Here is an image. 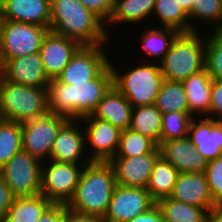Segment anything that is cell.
I'll list each match as a JSON object with an SVG mask.
<instances>
[{
  "mask_svg": "<svg viewBox=\"0 0 222 222\" xmlns=\"http://www.w3.org/2000/svg\"><path fill=\"white\" fill-rule=\"evenodd\" d=\"M113 86V74L108 65L95 79L67 85L52 79L47 87L49 112L68 120H80L91 115L98 103Z\"/></svg>",
  "mask_w": 222,
  "mask_h": 222,
  "instance_id": "cell-1",
  "label": "cell"
},
{
  "mask_svg": "<svg viewBox=\"0 0 222 222\" xmlns=\"http://www.w3.org/2000/svg\"><path fill=\"white\" fill-rule=\"evenodd\" d=\"M104 22L79 0H51L49 30L77 40L81 45L105 44Z\"/></svg>",
  "mask_w": 222,
  "mask_h": 222,
  "instance_id": "cell-2",
  "label": "cell"
},
{
  "mask_svg": "<svg viewBox=\"0 0 222 222\" xmlns=\"http://www.w3.org/2000/svg\"><path fill=\"white\" fill-rule=\"evenodd\" d=\"M116 185L113 166L109 162L92 161L84 165L67 207L75 213L103 218Z\"/></svg>",
  "mask_w": 222,
  "mask_h": 222,
  "instance_id": "cell-3",
  "label": "cell"
},
{
  "mask_svg": "<svg viewBox=\"0 0 222 222\" xmlns=\"http://www.w3.org/2000/svg\"><path fill=\"white\" fill-rule=\"evenodd\" d=\"M197 30L180 32L170 49L159 63L163 78L182 82L192 74L205 68V47L207 36Z\"/></svg>",
  "mask_w": 222,
  "mask_h": 222,
  "instance_id": "cell-4",
  "label": "cell"
},
{
  "mask_svg": "<svg viewBox=\"0 0 222 222\" xmlns=\"http://www.w3.org/2000/svg\"><path fill=\"white\" fill-rule=\"evenodd\" d=\"M0 111L4 120L19 124L49 112L47 87H32L5 80L0 75Z\"/></svg>",
  "mask_w": 222,
  "mask_h": 222,
  "instance_id": "cell-5",
  "label": "cell"
},
{
  "mask_svg": "<svg viewBox=\"0 0 222 222\" xmlns=\"http://www.w3.org/2000/svg\"><path fill=\"white\" fill-rule=\"evenodd\" d=\"M113 74V86L124 95L134 107L155 104L161 84L164 80L160 65L148 64L131 68L127 73L116 70L109 63Z\"/></svg>",
  "mask_w": 222,
  "mask_h": 222,
  "instance_id": "cell-6",
  "label": "cell"
},
{
  "mask_svg": "<svg viewBox=\"0 0 222 222\" xmlns=\"http://www.w3.org/2000/svg\"><path fill=\"white\" fill-rule=\"evenodd\" d=\"M48 31L36 24L0 20V67L10 59L38 53Z\"/></svg>",
  "mask_w": 222,
  "mask_h": 222,
  "instance_id": "cell-7",
  "label": "cell"
},
{
  "mask_svg": "<svg viewBox=\"0 0 222 222\" xmlns=\"http://www.w3.org/2000/svg\"><path fill=\"white\" fill-rule=\"evenodd\" d=\"M42 161L21 150L0 168V176L15 197L41 193Z\"/></svg>",
  "mask_w": 222,
  "mask_h": 222,
  "instance_id": "cell-8",
  "label": "cell"
},
{
  "mask_svg": "<svg viewBox=\"0 0 222 222\" xmlns=\"http://www.w3.org/2000/svg\"><path fill=\"white\" fill-rule=\"evenodd\" d=\"M48 161L47 166L42 162L41 194L54 204H68L75 194L84 165Z\"/></svg>",
  "mask_w": 222,
  "mask_h": 222,
  "instance_id": "cell-9",
  "label": "cell"
},
{
  "mask_svg": "<svg viewBox=\"0 0 222 222\" xmlns=\"http://www.w3.org/2000/svg\"><path fill=\"white\" fill-rule=\"evenodd\" d=\"M67 118L48 112L21 124L22 150L43 161L50 159L53 142Z\"/></svg>",
  "mask_w": 222,
  "mask_h": 222,
  "instance_id": "cell-10",
  "label": "cell"
},
{
  "mask_svg": "<svg viewBox=\"0 0 222 222\" xmlns=\"http://www.w3.org/2000/svg\"><path fill=\"white\" fill-rule=\"evenodd\" d=\"M104 45H81L56 79L67 85L95 79L110 63Z\"/></svg>",
  "mask_w": 222,
  "mask_h": 222,
  "instance_id": "cell-11",
  "label": "cell"
},
{
  "mask_svg": "<svg viewBox=\"0 0 222 222\" xmlns=\"http://www.w3.org/2000/svg\"><path fill=\"white\" fill-rule=\"evenodd\" d=\"M155 204L156 201L145 188L116 185L103 220L129 222Z\"/></svg>",
  "mask_w": 222,
  "mask_h": 222,
  "instance_id": "cell-12",
  "label": "cell"
},
{
  "mask_svg": "<svg viewBox=\"0 0 222 222\" xmlns=\"http://www.w3.org/2000/svg\"><path fill=\"white\" fill-rule=\"evenodd\" d=\"M85 126V141L93 149L87 154L91 161L109 162L118 150L121 130L111 123L95 118L92 114L80 119ZM89 141V142H88Z\"/></svg>",
  "mask_w": 222,
  "mask_h": 222,
  "instance_id": "cell-13",
  "label": "cell"
},
{
  "mask_svg": "<svg viewBox=\"0 0 222 222\" xmlns=\"http://www.w3.org/2000/svg\"><path fill=\"white\" fill-rule=\"evenodd\" d=\"M159 156L160 151L157 147L153 152L145 155L112 158L109 163L113 166L116 184L146 189Z\"/></svg>",
  "mask_w": 222,
  "mask_h": 222,
  "instance_id": "cell-14",
  "label": "cell"
},
{
  "mask_svg": "<svg viewBox=\"0 0 222 222\" xmlns=\"http://www.w3.org/2000/svg\"><path fill=\"white\" fill-rule=\"evenodd\" d=\"M80 122L78 120H68L61 127L53 142L49 160L79 165H87L92 162L88 156L84 158V155H82L87 147L84 130L81 131V126H75ZM81 156L84 158L83 160Z\"/></svg>",
  "mask_w": 222,
  "mask_h": 222,
  "instance_id": "cell-15",
  "label": "cell"
},
{
  "mask_svg": "<svg viewBox=\"0 0 222 222\" xmlns=\"http://www.w3.org/2000/svg\"><path fill=\"white\" fill-rule=\"evenodd\" d=\"M81 44L72 38L48 31L43 38L39 54L44 70L50 80L56 79L64 70Z\"/></svg>",
  "mask_w": 222,
  "mask_h": 222,
  "instance_id": "cell-16",
  "label": "cell"
},
{
  "mask_svg": "<svg viewBox=\"0 0 222 222\" xmlns=\"http://www.w3.org/2000/svg\"><path fill=\"white\" fill-rule=\"evenodd\" d=\"M0 75L10 82L32 87H48L51 81L39 52L6 61L0 67Z\"/></svg>",
  "mask_w": 222,
  "mask_h": 222,
  "instance_id": "cell-17",
  "label": "cell"
},
{
  "mask_svg": "<svg viewBox=\"0 0 222 222\" xmlns=\"http://www.w3.org/2000/svg\"><path fill=\"white\" fill-rule=\"evenodd\" d=\"M0 20L50 28L51 0H0Z\"/></svg>",
  "mask_w": 222,
  "mask_h": 222,
  "instance_id": "cell-18",
  "label": "cell"
},
{
  "mask_svg": "<svg viewBox=\"0 0 222 222\" xmlns=\"http://www.w3.org/2000/svg\"><path fill=\"white\" fill-rule=\"evenodd\" d=\"M160 156L171 163L179 173L205 171L207 160L196 150L189 137L163 141L158 145Z\"/></svg>",
  "mask_w": 222,
  "mask_h": 222,
  "instance_id": "cell-19",
  "label": "cell"
},
{
  "mask_svg": "<svg viewBox=\"0 0 222 222\" xmlns=\"http://www.w3.org/2000/svg\"><path fill=\"white\" fill-rule=\"evenodd\" d=\"M188 137L195 150L207 161L216 159L222 155V121L208 119H193Z\"/></svg>",
  "mask_w": 222,
  "mask_h": 222,
  "instance_id": "cell-20",
  "label": "cell"
},
{
  "mask_svg": "<svg viewBox=\"0 0 222 222\" xmlns=\"http://www.w3.org/2000/svg\"><path fill=\"white\" fill-rule=\"evenodd\" d=\"M170 198L205 208L208 212L217 204L209 190L204 172L179 173Z\"/></svg>",
  "mask_w": 222,
  "mask_h": 222,
  "instance_id": "cell-21",
  "label": "cell"
},
{
  "mask_svg": "<svg viewBox=\"0 0 222 222\" xmlns=\"http://www.w3.org/2000/svg\"><path fill=\"white\" fill-rule=\"evenodd\" d=\"M132 110L133 106L127 98L112 86L100 100L92 115L122 131L131 126Z\"/></svg>",
  "mask_w": 222,
  "mask_h": 222,
  "instance_id": "cell-22",
  "label": "cell"
},
{
  "mask_svg": "<svg viewBox=\"0 0 222 222\" xmlns=\"http://www.w3.org/2000/svg\"><path fill=\"white\" fill-rule=\"evenodd\" d=\"M182 83L186 92L189 112L193 116L200 113L201 117H207L211 103L213 79L208 74L206 68L192 74L183 80Z\"/></svg>",
  "mask_w": 222,
  "mask_h": 222,
  "instance_id": "cell-23",
  "label": "cell"
},
{
  "mask_svg": "<svg viewBox=\"0 0 222 222\" xmlns=\"http://www.w3.org/2000/svg\"><path fill=\"white\" fill-rule=\"evenodd\" d=\"M53 203L44 195L15 197L3 222H37Z\"/></svg>",
  "mask_w": 222,
  "mask_h": 222,
  "instance_id": "cell-24",
  "label": "cell"
},
{
  "mask_svg": "<svg viewBox=\"0 0 222 222\" xmlns=\"http://www.w3.org/2000/svg\"><path fill=\"white\" fill-rule=\"evenodd\" d=\"M178 176L177 169L162 156H159L154 164L146 189L155 201L169 197L173 192Z\"/></svg>",
  "mask_w": 222,
  "mask_h": 222,
  "instance_id": "cell-25",
  "label": "cell"
},
{
  "mask_svg": "<svg viewBox=\"0 0 222 222\" xmlns=\"http://www.w3.org/2000/svg\"><path fill=\"white\" fill-rule=\"evenodd\" d=\"M164 222H208V211L199 206L165 197L156 201Z\"/></svg>",
  "mask_w": 222,
  "mask_h": 222,
  "instance_id": "cell-26",
  "label": "cell"
},
{
  "mask_svg": "<svg viewBox=\"0 0 222 222\" xmlns=\"http://www.w3.org/2000/svg\"><path fill=\"white\" fill-rule=\"evenodd\" d=\"M156 0H114L108 23L136 24L152 15Z\"/></svg>",
  "mask_w": 222,
  "mask_h": 222,
  "instance_id": "cell-27",
  "label": "cell"
},
{
  "mask_svg": "<svg viewBox=\"0 0 222 222\" xmlns=\"http://www.w3.org/2000/svg\"><path fill=\"white\" fill-rule=\"evenodd\" d=\"M161 111L155 104L134 107L132 110L131 126L133 131L153 139L160 144Z\"/></svg>",
  "mask_w": 222,
  "mask_h": 222,
  "instance_id": "cell-28",
  "label": "cell"
},
{
  "mask_svg": "<svg viewBox=\"0 0 222 222\" xmlns=\"http://www.w3.org/2000/svg\"><path fill=\"white\" fill-rule=\"evenodd\" d=\"M154 12L164 27L173 28L179 32L196 31L195 26L189 20L188 14L178 4L177 0H156Z\"/></svg>",
  "mask_w": 222,
  "mask_h": 222,
  "instance_id": "cell-29",
  "label": "cell"
},
{
  "mask_svg": "<svg viewBox=\"0 0 222 222\" xmlns=\"http://www.w3.org/2000/svg\"><path fill=\"white\" fill-rule=\"evenodd\" d=\"M155 105L162 114L189 111L183 83L164 79Z\"/></svg>",
  "mask_w": 222,
  "mask_h": 222,
  "instance_id": "cell-30",
  "label": "cell"
},
{
  "mask_svg": "<svg viewBox=\"0 0 222 222\" xmlns=\"http://www.w3.org/2000/svg\"><path fill=\"white\" fill-rule=\"evenodd\" d=\"M180 32L173 28L148 27L147 31L141 37V42L145 53L150 57H160V63L165 54L170 49L174 39Z\"/></svg>",
  "mask_w": 222,
  "mask_h": 222,
  "instance_id": "cell-31",
  "label": "cell"
},
{
  "mask_svg": "<svg viewBox=\"0 0 222 222\" xmlns=\"http://www.w3.org/2000/svg\"><path fill=\"white\" fill-rule=\"evenodd\" d=\"M158 144L148 136L131 128L121 131L118 150L115 157H133L153 152Z\"/></svg>",
  "mask_w": 222,
  "mask_h": 222,
  "instance_id": "cell-32",
  "label": "cell"
},
{
  "mask_svg": "<svg viewBox=\"0 0 222 222\" xmlns=\"http://www.w3.org/2000/svg\"><path fill=\"white\" fill-rule=\"evenodd\" d=\"M21 150V124L3 120L0 123V168Z\"/></svg>",
  "mask_w": 222,
  "mask_h": 222,
  "instance_id": "cell-33",
  "label": "cell"
},
{
  "mask_svg": "<svg viewBox=\"0 0 222 222\" xmlns=\"http://www.w3.org/2000/svg\"><path fill=\"white\" fill-rule=\"evenodd\" d=\"M194 118L189 111L162 114L160 143L188 136Z\"/></svg>",
  "mask_w": 222,
  "mask_h": 222,
  "instance_id": "cell-34",
  "label": "cell"
},
{
  "mask_svg": "<svg viewBox=\"0 0 222 222\" xmlns=\"http://www.w3.org/2000/svg\"><path fill=\"white\" fill-rule=\"evenodd\" d=\"M192 8L187 13L189 20H204L213 24L212 31L222 30V2L221 0H192ZM195 18V19H194Z\"/></svg>",
  "mask_w": 222,
  "mask_h": 222,
  "instance_id": "cell-35",
  "label": "cell"
},
{
  "mask_svg": "<svg viewBox=\"0 0 222 222\" xmlns=\"http://www.w3.org/2000/svg\"><path fill=\"white\" fill-rule=\"evenodd\" d=\"M205 68L213 80H222V30L207 37Z\"/></svg>",
  "mask_w": 222,
  "mask_h": 222,
  "instance_id": "cell-36",
  "label": "cell"
},
{
  "mask_svg": "<svg viewBox=\"0 0 222 222\" xmlns=\"http://www.w3.org/2000/svg\"><path fill=\"white\" fill-rule=\"evenodd\" d=\"M204 174L212 198L217 204H222V155L207 161Z\"/></svg>",
  "mask_w": 222,
  "mask_h": 222,
  "instance_id": "cell-37",
  "label": "cell"
},
{
  "mask_svg": "<svg viewBox=\"0 0 222 222\" xmlns=\"http://www.w3.org/2000/svg\"><path fill=\"white\" fill-rule=\"evenodd\" d=\"M88 10L97 15L104 23L108 22L112 11L114 0H79Z\"/></svg>",
  "mask_w": 222,
  "mask_h": 222,
  "instance_id": "cell-38",
  "label": "cell"
},
{
  "mask_svg": "<svg viewBox=\"0 0 222 222\" xmlns=\"http://www.w3.org/2000/svg\"><path fill=\"white\" fill-rule=\"evenodd\" d=\"M206 118L222 121V80H213L209 115Z\"/></svg>",
  "mask_w": 222,
  "mask_h": 222,
  "instance_id": "cell-39",
  "label": "cell"
},
{
  "mask_svg": "<svg viewBox=\"0 0 222 222\" xmlns=\"http://www.w3.org/2000/svg\"><path fill=\"white\" fill-rule=\"evenodd\" d=\"M15 196L10 187L0 176V222H3L7 216L8 210L13 204Z\"/></svg>",
  "mask_w": 222,
  "mask_h": 222,
  "instance_id": "cell-40",
  "label": "cell"
},
{
  "mask_svg": "<svg viewBox=\"0 0 222 222\" xmlns=\"http://www.w3.org/2000/svg\"><path fill=\"white\" fill-rule=\"evenodd\" d=\"M67 204H52L37 222H64Z\"/></svg>",
  "mask_w": 222,
  "mask_h": 222,
  "instance_id": "cell-41",
  "label": "cell"
},
{
  "mask_svg": "<svg viewBox=\"0 0 222 222\" xmlns=\"http://www.w3.org/2000/svg\"><path fill=\"white\" fill-rule=\"evenodd\" d=\"M129 222H164L160 209L155 204L148 211L136 216Z\"/></svg>",
  "mask_w": 222,
  "mask_h": 222,
  "instance_id": "cell-42",
  "label": "cell"
},
{
  "mask_svg": "<svg viewBox=\"0 0 222 222\" xmlns=\"http://www.w3.org/2000/svg\"><path fill=\"white\" fill-rule=\"evenodd\" d=\"M64 222H105V221L101 217L82 215L68 209L67 212L65 213Z\"/></svg>",
  "mask_w": 222,
  "mask_h": 222,
  "instance_id": "cell-43",
  "label": "cell"
},
{
  "mask_svg": "<svg viewBox=\"0 0 222 222\" xmlns=\"http://www.w3.org/2000/svg\"><path fill=\"white\" fill-rule=\"evenodd\" d=\"M208 222H222V204H216L208 212Z\"/></svg>",
  "mask_w": 222,
  "mask_h": 222,
  "instance_id": "cell-44",
  "label": "cell"
},
{
  "mask_svg": "<svg viewBox=\"0 0 222 222\" xmlns=\"http://www.w3.org/2000/svg\"><path fill=\"white\" fill-rule=\"evenodd\" d=\"M178 4L188 13L192 8V0H177Z\"/></svg>",
  "mask_w": 222,
  "mask_h": 222,
  "instance_id": "cell-45",
  "label": "cell"
},
{
  "mask_svg": "<svg viewBox=\"0 0 222 222\" xmlns=\"http://www.w3.org/2000/svg\"><path fill=\"white\" fill-rule=\"evenodd\" d=\"M4 120L3 116H2V113L0 111V123Z\"/></svg>",
  "mask_w": 222,
  "mask_h": 222,
  "instance_id": "cell-46",
  "label": "cell"
}]
</instances>
